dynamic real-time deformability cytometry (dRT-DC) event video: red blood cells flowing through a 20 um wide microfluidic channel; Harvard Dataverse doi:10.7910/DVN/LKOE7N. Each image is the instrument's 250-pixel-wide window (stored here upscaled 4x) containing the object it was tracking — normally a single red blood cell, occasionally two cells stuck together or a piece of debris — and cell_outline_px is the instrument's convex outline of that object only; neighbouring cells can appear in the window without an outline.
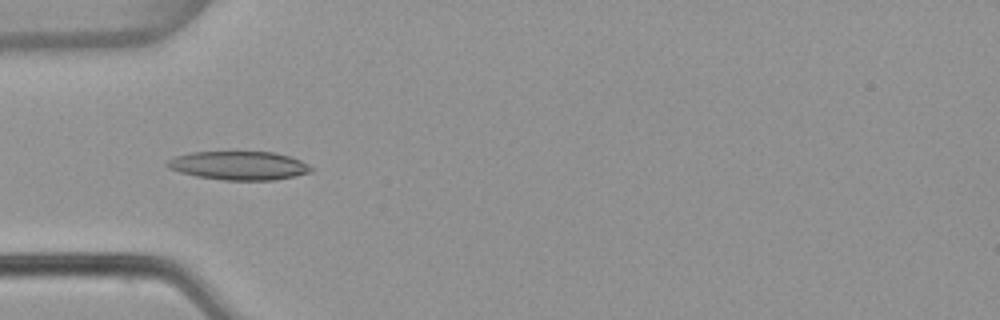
{"species": "common noctule bat (a hibernating species)", "species_latin": "Nyctalus noctula", "temperature_condition": "warm", "stored_images_in_passage": 53, "camera_frame_rate_fps": 3000, "um_per_image_px": 0.085, "animal": {"sex": "female", "body_mass_g": 22.7, "forearm_length_mm": 54.2}, "frame": {"image": 1, "passage_image": 17, "time_ms": 5.333, "image_size_px": [1000, 320], "cell_outline_px": [[312, 172], [296, 176], [272, 180], [224, 180], [196, 176], [180, 172], [168, 168], [164, 164], [168, 160], [176, 156], [192, 152], [276, 152], [300, 160], [308, 164], [312, 168]], "centroid_in_image_um": [20.31, 14.07], "position_along_channel_um": 64.7, "area_um2": 23.99}}
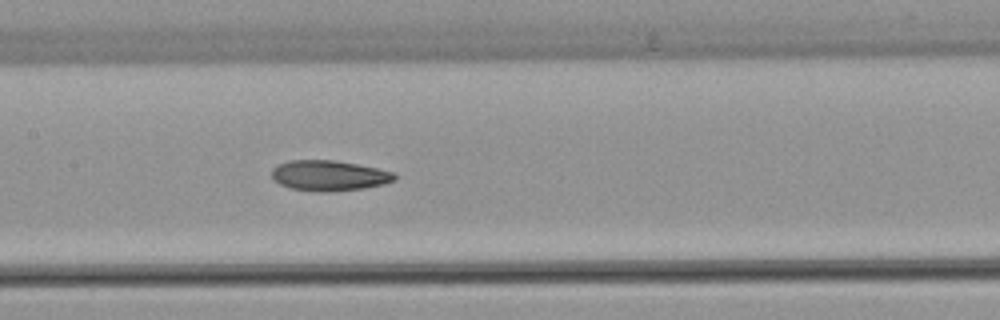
{"frame": {"image": 2, "passage_image": 26, "time_ms": 8.333, "image_size_px": [1000, 320], "cell_outline_px": [[396, 180], [384, 184], [364, 188], [328, 192], [320, 192], [288, 188], [272, 180], [272, 168], [276, 164], [288, 160], [336, 160], [396, 172]], "centroid_in_image_um": [27.94, 14.92], "position_along_channel_um": 179.5, "area_um2": 22.08}}
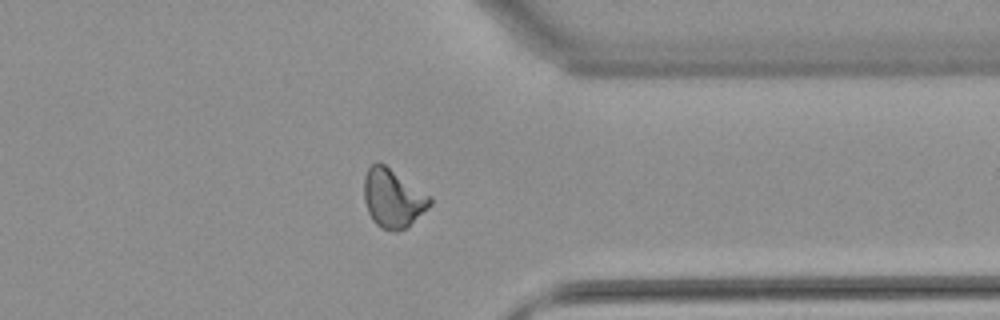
{"frame": {"image": 3, "passage_image": 42, "time_ms": 13.667, "image_size_px": [1000, 320], "cell_outline_px": [[432, 204], [408, 228], [396, 232], [392, 232], [380, 228], [372, 220], [368, 212], [364, 200], [364, 176], [368, 168], [376, 160], [380, 160], [432, 196]], "centroid_in_image_um": [33.41, 16.84], "position_along_channel_um": 378.0, "area_um2": 23.24}, "authors_computed_cell_mechanics": {"area_um2": 22.253, "velocity_mm_per_s": 3.8421, "shape_relaxation_time_tau1_ms": null, "shape_relaxation_time_tau2_ms": 3.6522, "deformation_change_tau1": null, "deformation_change_tau2": 0.1083}}